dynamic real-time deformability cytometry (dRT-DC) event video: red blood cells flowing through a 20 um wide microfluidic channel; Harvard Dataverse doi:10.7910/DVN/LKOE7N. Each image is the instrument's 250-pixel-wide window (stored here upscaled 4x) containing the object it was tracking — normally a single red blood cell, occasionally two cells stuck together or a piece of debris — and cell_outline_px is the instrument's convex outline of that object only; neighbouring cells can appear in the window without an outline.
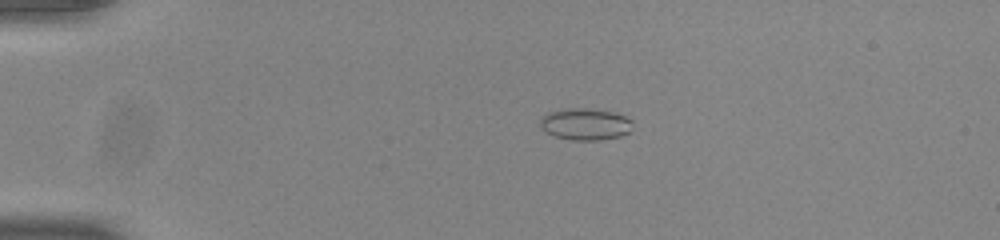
{"species": "common noctule bat (a hibernating species)", "species_latin": "Nyctalus noctula", "temperature_condition": "room temperature", "stored_images_in_passage": 54, "camera_frame_rate_fps": 3000, "um_per_image_px": 0.085, "animal": {"sex": "male", "body_mass_g": 20.0, "forearm_length_mm": 53.3}, "frame": {"image": 1, "passage_image": 12, "time_ms": 3.667, "image_size_px": [1000, 240], "cell_outline_px": [[632, 120], [628, 132], [620, 136], [600, 140], [572, 140], [552, 136], [540, 128], [540, 120], [548, 112], [564, 108], [584, 108], [612, 112], [624, 116]], "centroid_in_image_um": [49.69, 10.56], "position_along_channel_um": 35.3, "area_um2": 17.05}}
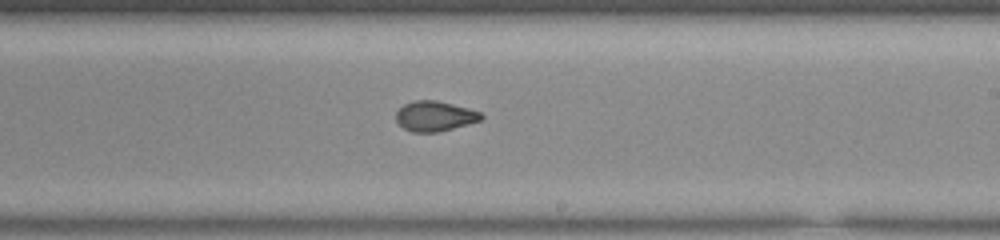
{"frame": {"image": 2, "passage_image": 33, "time_ms": 10.667, "image_size_px": [1000, 240], "cell_outline_px": [[484, 116], [480, 120], [468, 124], [436, 132], [412, 132], [404, 128], [396, 120], [396, 112], [404, 104], [416, 100], [436, 100], [468, 108], [480, 112]], "centroid_in_image_um": [36.95, 9.86], "position_along_channel_um": 252.1, "area_um2": 14.74}}
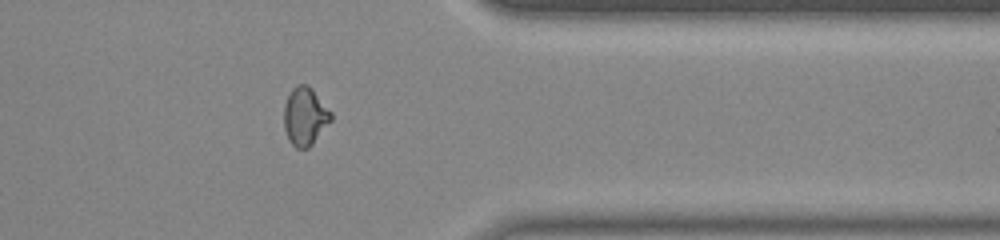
{"frame": {"image": 3, "passage_image": 44, "time_ms": 14.333, "image_size_px": [1000, 240], "cell_outline_px": [[332, 120], [312, 144], [308, 148], [296, 148], [288, 140], [284, 128], [284, 104], [292, 88], [296, 84], [308, 84], [312, 88], [332, 112]], "centroid_in_image_um": [25.92, 9.87], "position_along_channel_um": 385.5, "area_um2": 16.07}, "authors_computed_cell_mechanics": {"area_um2": 15.9817, "velocity_mm_per_s": 3.8653, "shape_relaxation_time_tau1_ms": null, "shape_relaxation_time_tau2_ms": 1.2559, "deformation_change_tau1": null, "deformation_change_tau2": 0.0562}}